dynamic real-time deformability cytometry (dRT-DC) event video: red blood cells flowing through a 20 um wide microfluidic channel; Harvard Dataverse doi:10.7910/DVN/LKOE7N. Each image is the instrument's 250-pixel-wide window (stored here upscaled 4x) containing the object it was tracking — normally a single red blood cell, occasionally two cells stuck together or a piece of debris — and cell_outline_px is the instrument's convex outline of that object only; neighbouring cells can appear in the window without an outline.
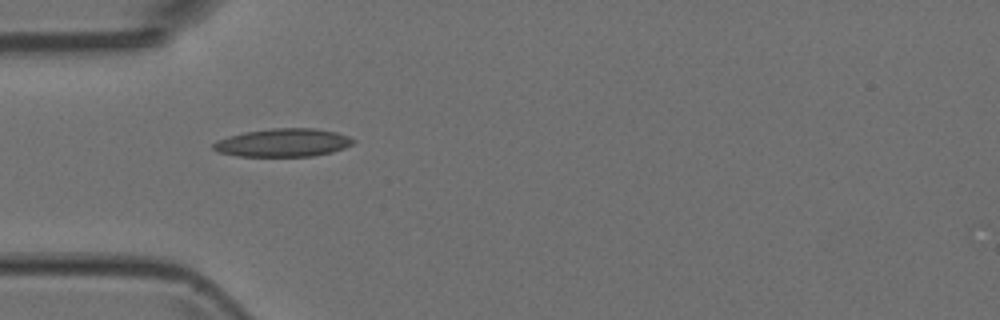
{"species": "Egyptian fruit bat (a non-hibernating species)", "species_latin": "Rousettus aegyptiacus", "temperature_condition": "room temperature", "stored_images_in_passage": 3, "camera_frame_rate_fps": 3000, "um_per_image_px": 0.085, "animal": {"sex": "female"}, "frame": {"image": 1, "passage_image": 1, "time_ms": 0.0, "image_size_px": [1000, 320], "cell_outline_px": [[356, 140], [352, 144], [344, 148], [332, 152], [312, 156], [236, 156], [216, 152], [212, 148], [212, 144], [216, 140], [228, 136], [244, 132], [272, 128], [316, 128], [336, 132], [348, 136]], "centroid_in_image_um": [24.03, 12.12], "position_along_channel_um": 61.0, "area_um2": 23.12}}
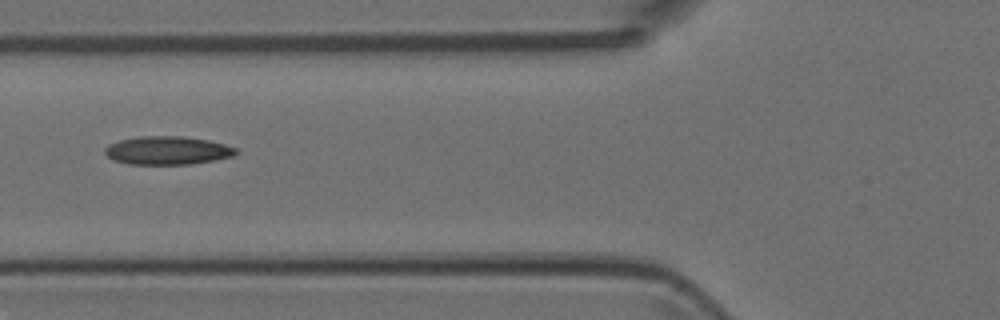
{"frame": {"image": 2, "passage_image": 2, "time_ms": 0.333, "image_size_px": [1000, 320], "cell_outline_px": [[240, 152], [232, 156], [192, 164], [128, 164], [112, 160], [104, 152], [104, 148], [108, 144], [120, 140], [140, 136], [184, 136], [208, 140], [224, 144], [236, 148]], "centroid_in_image_um": [14.21, 12.78], "position_along_channel_um": 111.6, "area_um2": 21.68}}
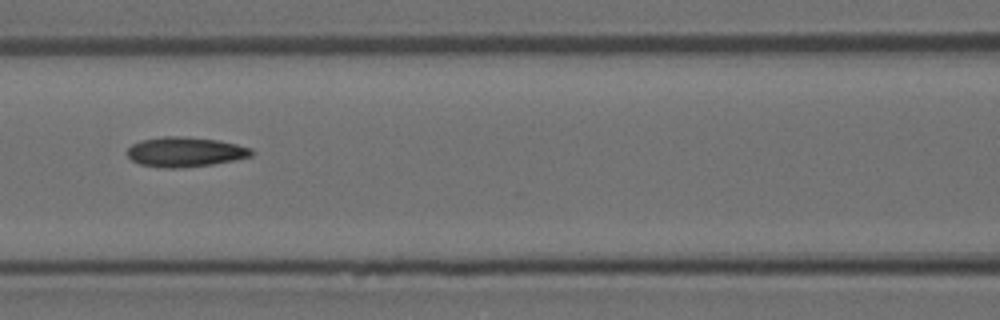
{"frame": {"image": 3, "passage_image": 3, "time_ms": 0.667, "image_size_px": [1000, 320], "cell_outline_px": [[256, 152], [252, 156], [212, 164], [180, 168], [164, 168], [140, 164], [132, 160], [128, 156], [128, 148], [132, 144], [140, 140], [164, 136], [180, 136], [220, 140], [252, 148]], "centroid_in_image_um": [15.75, 12.91], "position_along_channel_um": 150.8, "area_um2": 21.62}}